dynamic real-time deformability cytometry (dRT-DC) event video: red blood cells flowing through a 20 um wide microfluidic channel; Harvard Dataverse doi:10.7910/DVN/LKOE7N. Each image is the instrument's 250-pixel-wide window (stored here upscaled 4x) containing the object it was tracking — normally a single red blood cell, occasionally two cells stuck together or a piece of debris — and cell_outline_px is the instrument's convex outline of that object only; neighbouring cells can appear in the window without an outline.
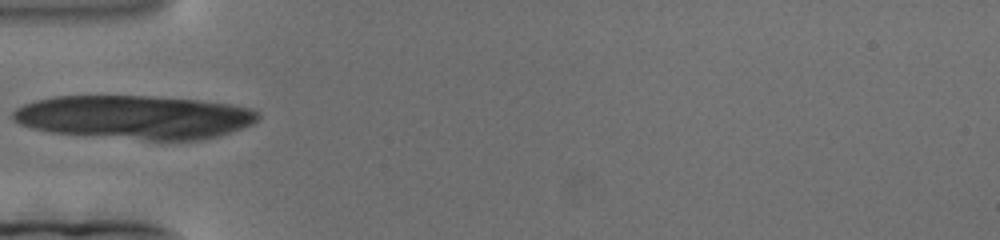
{"species": "human", "species_latin": "Homo sapiens", "temperature_condition": "cold", "stored_images_in_passage": 125, "camera_frame_rate_fps": 3000, "um_per_image_px": 0.085, "donor": {"sex": "female"}, "frame": {"image": 1, "passage_image": 1, "time_ms": 0.0, "image_size_px": [1000, 240], "cell_outline_px": [[260, 116], [252, 124], [216, 136], [200, 140], [148, 140], [52, 132], [32, 128], [20, 124], [12, 120], [12, 112], [16, 108], [24, 104], [36, 100], [52, 96], [148, 96], [196, 100], [228, 104], [252, 108], [260, 112]], "centroid_in_image_um": [11.42, 9.95], "position_along_channel_um": 73.6, "area_um2": 62.02}}
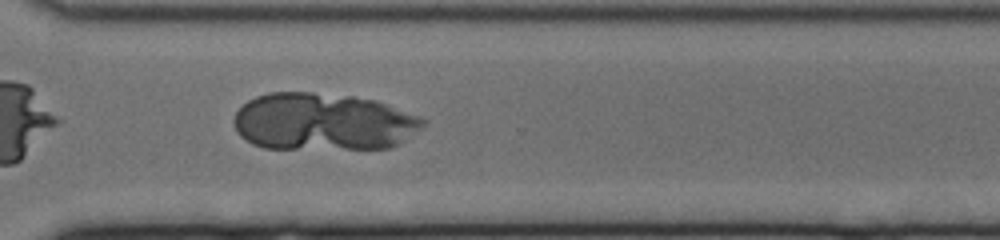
{"frame": {"image": 2, "passage_image": 75, "time_ms": 24.667, "image_size_px": [1000, 240], "cell_outline_px": [[424, 124], [420, 128], [392, 148], [264, 148], [252, 144], [240, 136], [236, 132], [232, 120], [236, 112], [248, 100], [256, 96], [268, 92], [312, 92], [352, 96], [376, 100], [420, 116], [424, 120]], "centroid_in_image_um": [27.42, 10.34], "position_along_channel_um": 343.2, "area_um2": 63.23}}
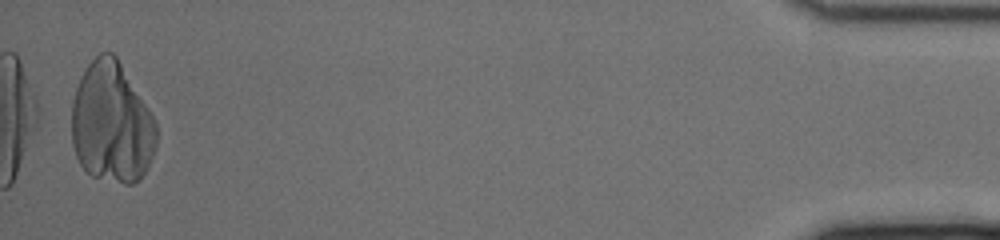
{"frame": {"image": 3, "passage_image": 121, "time_ms": 40.0, "image_size_px": [1000, 240], "cell_outline_px": [[156, 148], [148, 168], [140, 180], [132, 184], [124, 184], [92, 176], [80, 164], [76, 156], [72, 144], [72, 100], [80, 76], [84, 68], [100, 52], [112, 52], [116, 56], [148, 108], [156, 124]], "centroid_in_image_um": [9.48, 10.47], "position_along_channel_um": 425.7, "area_um2": 59.82}}